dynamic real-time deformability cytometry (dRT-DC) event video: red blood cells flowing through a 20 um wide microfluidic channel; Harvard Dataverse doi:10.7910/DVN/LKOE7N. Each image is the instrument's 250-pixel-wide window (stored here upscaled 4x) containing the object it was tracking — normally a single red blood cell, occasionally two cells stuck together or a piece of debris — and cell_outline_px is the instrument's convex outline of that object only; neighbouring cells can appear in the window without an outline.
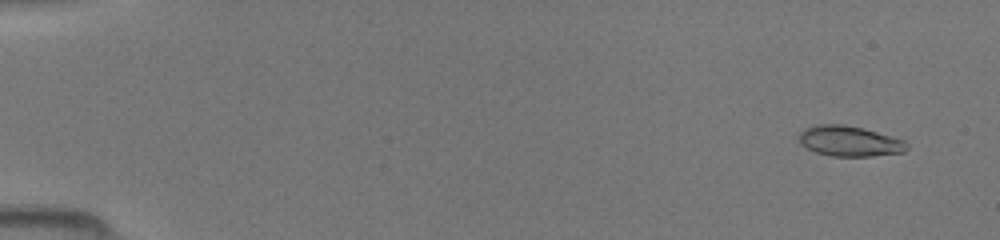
{"species": "common noctule bat (a hibernating species)", "species_latin": "Nyctalus noctula", "temperature_condition": "room temperature", "stored_images_in_passage": 49, "camera_frame_rate_fps": 3000, "um_per_image_px": 0.085, "animal": {"sex": "female", "body_mass_g": 19.5, "forearm_length_mm": 54.1}, "frame": {"image": 1, "passage_image": 3, "time_ms": 0.667, "image_size_px": [1000, 240], "cell_outline_px": [[908, 148], [904, 152], [872, 156], [832, 156], [816, 152], [800, 144], [796, 136], [804, 128], [816, 124], [844, 124], [876, 132], [904, 140], [908, 144]], "centroid_in_image_um": [72.16, 11.99], "position_along_channel_um": 12.8, "area_um2": 19.13}}
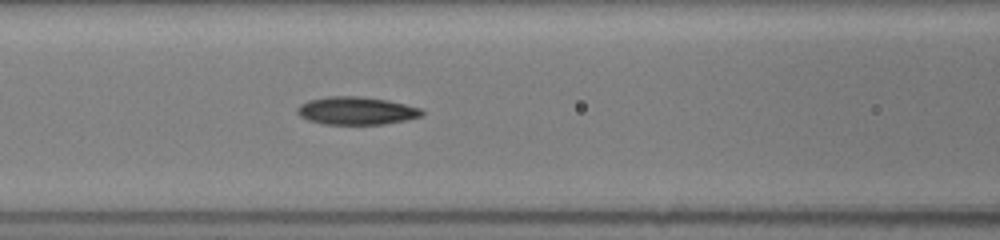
{"frame": {"image": 2, "passage_image": 22, "time_ms": 7.0, "image_size_px": [1000, 240], "cell_outline_px": [[424, 116], [408, 120], [384, 124], [324, 124], [308, 120], [300, 116], [296, 112], [296, 108], [300, 104], [308, 100], [328, 96], [360, 96], [388, 100], [424, 108]], "centroid_in_image_um": [30.34, 9.41], "position_along_channel_um": 136.3, "area_um2": 20.58}}
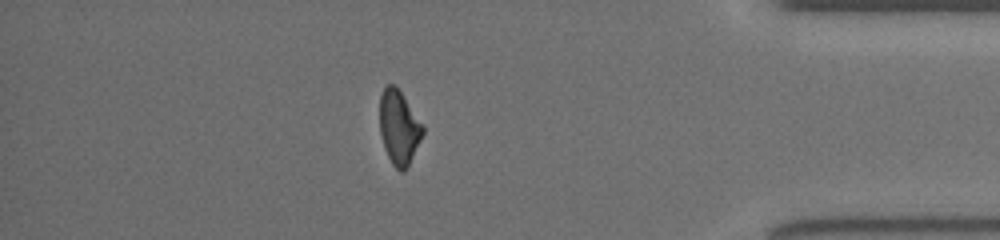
{"frame": {"image": 3, "passage_image": 43, "time_ms": 14.0, "image_size_px": [1000, 240], "cell_outline_px": [[424, 132], [404, 172], [400, 172], [392, 164], [384, 148], [380, 132], [380, 96], [384, 88], [388, 84], [396, 84], [424, 128]], "centroid_in_image_um": [33.89, 10.81], "position_along_channel_um": 401.3, "area_um2": 18.26}}